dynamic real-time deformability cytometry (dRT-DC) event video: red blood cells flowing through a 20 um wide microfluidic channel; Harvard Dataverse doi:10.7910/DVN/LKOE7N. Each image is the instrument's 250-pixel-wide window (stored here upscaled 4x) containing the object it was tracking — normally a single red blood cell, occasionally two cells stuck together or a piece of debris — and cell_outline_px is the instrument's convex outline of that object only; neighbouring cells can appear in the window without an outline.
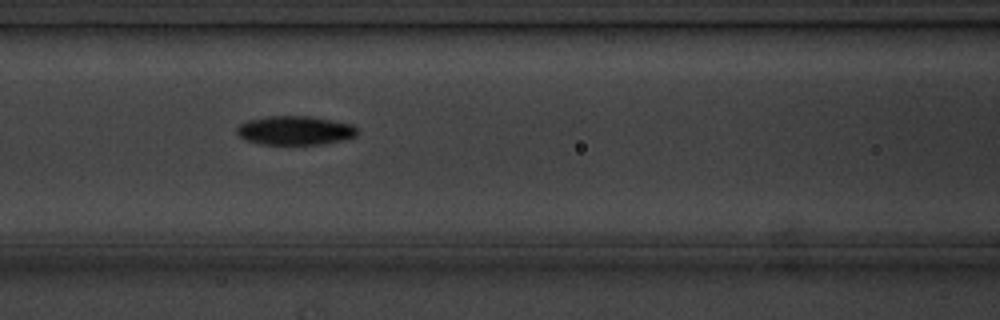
{"species": "common noctule bat (a hibernating species)", "species_latin": "Nyctalus noctula", "temperature_condition": "cold", "stored_images_in_passage": 15, "camera_frame_rate_fps": 3000, "um_per_image_px": 0.085, "animal": {"sex": "male", "body_mass_g": 20.1, "forearm_length_mm": 53.5}, "frame": {"image": 1, "passage_image": 7, "time_ms": 7.667, "image_size_px": [1000, 320], "cell_outline_px": [[360, 132], [356, 136], [340, 140], [320, 144], [260, 144], [244, 140], [236, 132], [236, 128], [240, 124], [248, 120], [268, 116], [312, 116], [352, 124]], "centroid_in_image_um": [25.07, 11.08], "position_along_channel_um": 141.5, "area_um2": 20.35}}
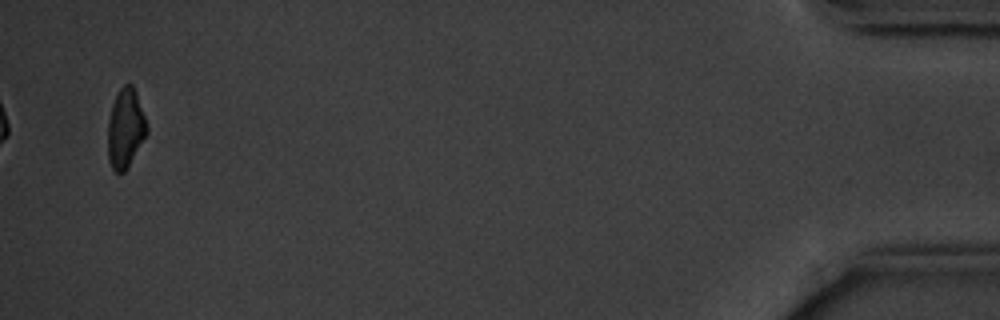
{"frame": {"image": 2, "passage_image": 15, "time_ms": 18.0, "image_size_px": [1000, 320], "cell_outline_px": [[148, 132], [124, 172], [116, 172], [112, 168], [108, 160], [108, 120], [112, 104], [120, 88], [124, 84], [132, 84], [136, 92], [148, 128]], "centroid_in_image_um": [10.65, 10.9], "position_along_channel_um": 424.5, "area_um2": 17.74}, "authors_computed_cell_mechanics": {"area_um2": 20.3456, "velocity_mm_per_s": 3.5675, "shape_relaxation_time_tau1_ms": 1.7364, "shape_relaxation_time_tau2_ms": null, "deformation_change_tau1": 0.0888, "deformation_change_tau2": null}}